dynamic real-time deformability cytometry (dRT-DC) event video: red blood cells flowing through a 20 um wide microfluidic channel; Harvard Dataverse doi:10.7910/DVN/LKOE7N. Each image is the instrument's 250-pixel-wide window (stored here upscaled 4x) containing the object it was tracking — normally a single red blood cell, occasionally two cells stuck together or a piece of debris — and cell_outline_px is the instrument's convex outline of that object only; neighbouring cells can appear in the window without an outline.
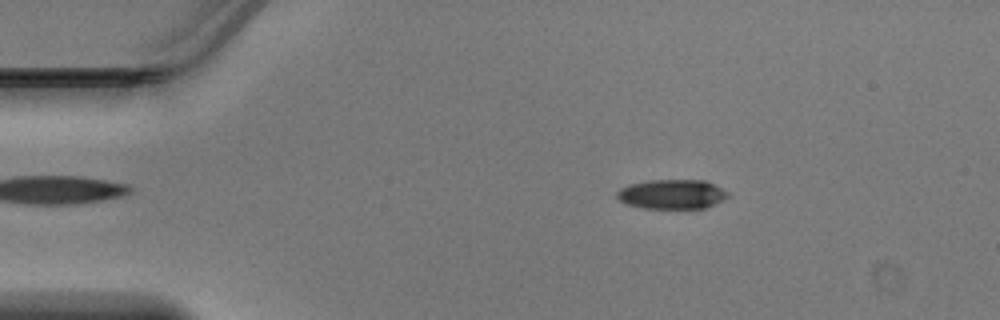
{"species": "Egyptian fruit bat (a non-hibernating species)", "species_latin": "Rousettus aegyptiacus", "temperature_condition": "warm", "stored_images_in_passage": 44, "camera_frame_rate_fps": 3000, "um_per_image_px": 0.085, "animal": {"sex": "male"}, "frame": {"image": 1, "passage_image": 5, "time_ms": 1.333, "image_size_px": [1000, 320], "cell_outline_px": [[728, 196], [704, 208], [644, 208], [628, 204], [620, 200], [616, 196], [616, 192], [620, 188], [628, 184], [648, 180], [704, 180], [728, 192]], "centroid_in_image_um": [57.05, 16.49], "position_along_channel_um": 27.9, "area_um2": 18.79}}
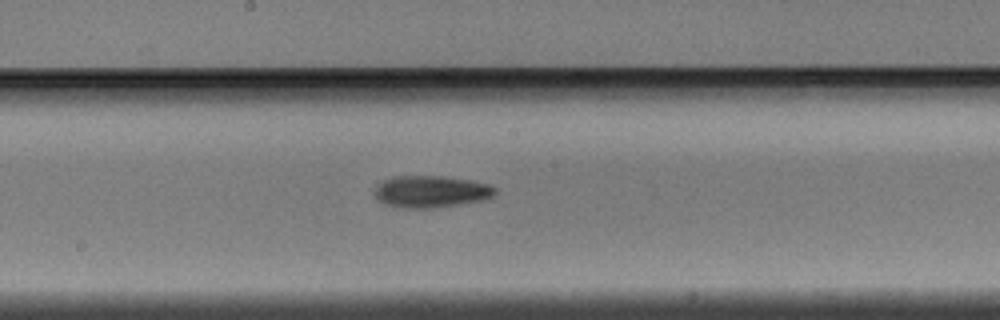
{"frame": {"image": 2, "passage_image": 22, "time_ms": 7.0, "image_size_px": [1000, 320], "cell_outline_px": [[496, 192], [492, 196], [484, 200], [436, 208], [400, 208], [384, 204], [376, 200], [372, 192], [376, 184], [384, 180], [396, 176], [444, 176], [472, 180], [488, 184], [496, 188]], "centroid_in_image_um": [36.58, 16.29], "position_along_channel_um": 211.6, "area_um2": 22.83}}
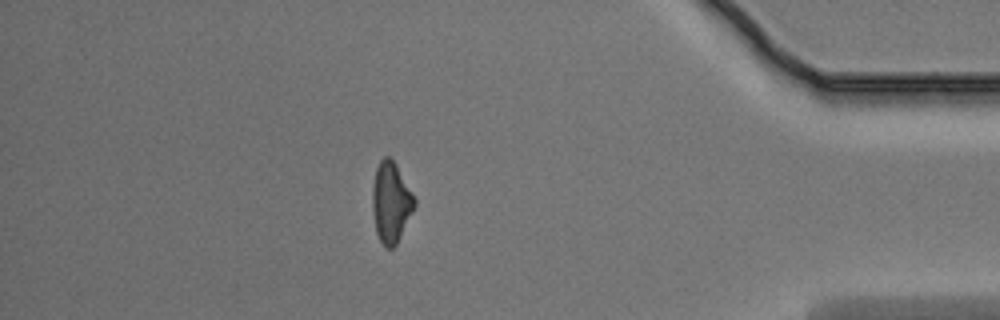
{"frame": {"image": 3, "passage_image": 38, "time_ms": 12.333, "image_size_px": [1000, 320], "cell_outline_px": [[416, 204], [396, 244], [392, 248], [388, 248], [380, 240], [376, 232], [372, 208], [372, 184], [376, 168], [380, 160], [384, 156], [388, 156], [396, 164], [412, 192], [416, 200]], "centroid_in_image_um": [33.22, 17.16], "position_along_channel_um": 402.0, "area_um2": 19.54}}